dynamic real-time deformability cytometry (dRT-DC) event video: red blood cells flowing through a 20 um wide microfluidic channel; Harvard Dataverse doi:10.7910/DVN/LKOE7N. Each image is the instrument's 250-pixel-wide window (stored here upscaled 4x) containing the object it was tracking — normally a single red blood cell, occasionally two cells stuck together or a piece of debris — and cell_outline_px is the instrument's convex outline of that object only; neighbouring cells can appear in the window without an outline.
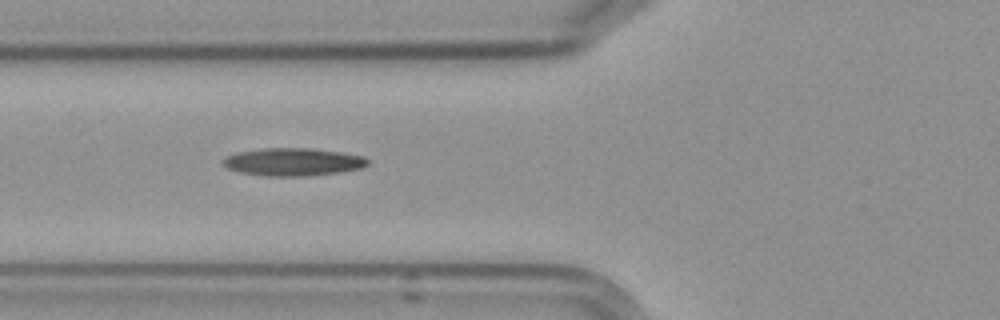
{"species": "Egyptian fruit bat (a non-hibernating species)", "species_latin": "Rousettus aegyptiacus", "temperature_condition": "cold", "stored_images_in_passage": 6, "camera_frame_rate_fps": 3000, "um_per_image_px": 0.085, "frame": {"image": 1, "passage_image": 5, "time_ms": 5.667, "image_size_px": [1000, 320], "cell_outline_px": [[368, 164], [360, 168], [336, 172], [304, 176], [268, 176], [240, 172], [228, 168], [224, 164], [224, 160], [228, 156], [236, 152], [264, 148], [312, 148], [340, 152], [364, 156], [368, 160]], "centroid_in_image_um": [24.91, 13.75], "position_along_channel_um": 100.9, "area_um2": 23.06}}
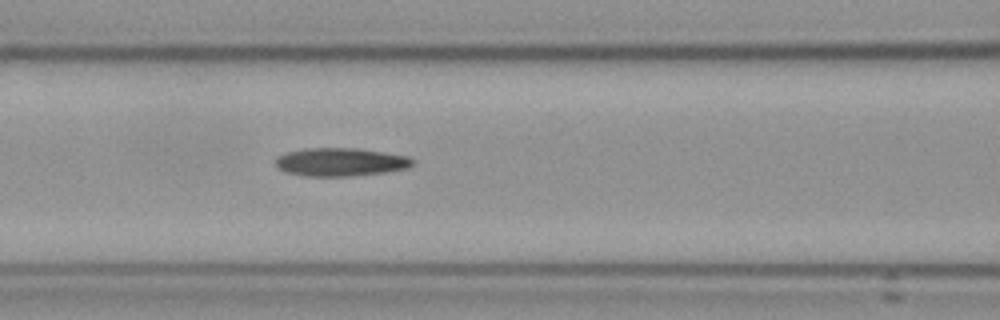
{"frame": {"image": 2, "passage_image": 6, "time_ms": 6.667, "image_size_px": [1000, 320], "cell_outline_px": [[416, 160], [408, 168], [384, 172], [352, 176], [304, 176], [284, 172], [276, 168], [276, 156], [284, 152], [304, 148], [356, 148], [384, 152], [408, 156]], "centroid_in_image_um": [28.9, 13.77], "position_along_channel_um": 137.7, "area_um2": 22.83}}